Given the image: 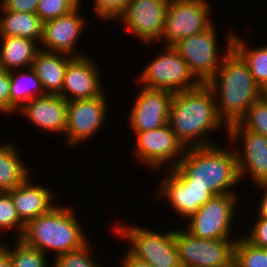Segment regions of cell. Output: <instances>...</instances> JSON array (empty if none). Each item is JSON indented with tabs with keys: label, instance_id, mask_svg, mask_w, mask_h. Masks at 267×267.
<instances>
[{
	"label": "cell",
	"instance_id": "obj_37",
	"mask_svg": "<svg viewBox=\"0 0 267 267\" xmlns=\"http://www.w3.org/2000/svg\"><path fill=\"white\" fill-rule=\"evenodd\" d=\"M127 252V253H126ZM123 258L121 257L122 262H120L121 267H153L152 265L146 263L143 260L137 259L132 256L127 250L124 251Z\"/></svg>",
	"mask_w": 267,
	"mask_h": 267
},
{
	"label": "cell",
	"instance_id": "obj_36",
	"mask_svg": "<svg viewBox=\"0 0 267 267\" xmlns=\"http://www.w3.org/2000/svg\"><path fill=\"white\" fill-rule=\"evenodd\" d=\"M39 0H0V8L12 12L36 13Z\"/></svg>",
	"mask_w": 267,
	"mask_h": 267
},
{
	"label": "cell",
	"instance_id": "obj_6",
	"mask_svg": "<svg viewBox=\"0 0 267 267\" xmlns=\"http://www.w3.org/2000/svg\"><path fill=\"white\" fill-rule=\"evenodd\" d=\"M231 31H228L223 52L218 48V33L214 23L204 32L184 38L173 46L200 83H207L216 74L221 62L232 49L235 32L233 29Z\"/></svg>",
	"mask_w": 267,
	"mask_h": 267
},
{
	"label": "cell",
	"instance_id": "obj_20",
	"mask_svg": "<svg viewBox=\"0 0 267 267\" xmlns=\"http://www.w3.org/2000/svg\"><path fill=\"white\" fill-rule=\"evenodd\" d=\"M31 175L20 185L8 191L19 219L26 225L30 220L50 211L55 205L56 191L37 185Z\"/></svg>",
	"mask_w": 267,
	"mask_h": 267
},
{
	"label": "cell",
	"instance_id": "obj_21",
	"mask_svg": "<svg viewBox=\"0 0 267 267\" xmlns=\"http://www.w3.org/2000/svg\"><path fill=\"white\" fill-rule=\"evenodd\" d=\"M74 57L64 53L39 50L32 63V69L41 81L46 94H60L68 63Z\"/></svg>",
	"mask_w": 267,
	"mask_h": 267
},
{
	"label": "cell",
	"instance_id": "obj_1",
	"mask_svg": "<svg viewBox=\"0 0 267 267\" xmlns=\"http://www.w3.org/2000/svg\"><path fill=\"white\" fill-rule=\"evenodd\" d=\"M168 124L185 148L215 145L209 135L224 126L228 134V126L217 112L214 94L207 83L174 92Z\"/></svg>",
	"mask_w": 267,
	"mask_h": 267
},
{
	"label": "cell",
	"instance_id": "obj_31",
	"mask_svg": "<svg viewBox=\"0 0 267 267\" xmlns=\"http://www.w3.org/2000/svg\"><path fill=\"white\" fill-rule=\"evenodd\" d=\"M238 123L246 130L267 137V103L261 98L257 100Z\"/></svg>",
	"mask_w": 267,
	"mask_h": 267
},
{
	"label": "cell",
	"instance_id": "obj_3",
	"mask_svg": "<svg viewBox=\"0 0 267 267\" xmlns=\"http://www.w3.org/2000/svg\"><path fill=\"white\" fill-rule=\"evenodd\" d=\"M207 84L214 94L217 112L227 126L239 122L251 105L261 98V87L255 82L247 63L233 48Z\"/></svg>",
	"mask_w": 267,
	"mask_h": 267
},
{
	"label": "cell",
	"instance_id": "obj_22",
	"mask_svg": "<svg viewBox=\"0 0 267 267\" xmlns=\"http://www.w3.org/2000/svg\"><path fill=\"white\" fill-rule=\"evenodd\" d=\"M39 44L24 37H0V67L10 72L32 67Z\"/></svg>",
	"mask_w": 267,
	"mask_h": 267
},
{
	"label": "cell",
	"instance_id": "obj_23",
	"mask_svg": "<svg viewBox=\"0 0 267 267\" xmlns=\"http://www.w3.org/2000/svg\"><path fill=\"white\" fill-rule=\"evenodd\" d=\"M12 142L0 143V192L12 190L33 174Z\"/></svg>",
	"mask_w": 267,
	"mask_h": 267
},
{
	"label": "cell",
	"instance_id": "obj_8",
	"mask_svg": "<svg viewBox=\"0 0 267 267\" xmlns=\"http://www.w3.org/2000/svg\"><path fill=\"white\" fill-rule=\"evenodd\" d=\"M152 61L136 77L138 84L149 89H166L172 92L186 91L200 82L190 72L187 62L173 46H164Z\"/></svg>",
	"mask_w": 267,
	"mask_h": 267
},
{
	"label": "cell",
	"instance_id": "obj_34",
	"mask_svg": "<svg viewBox=\"0 0 267 267\" xmlns=\"http://www.w3.org/2000/svg\"><path fill=\"white\" fill-rule=\"evenodd\" d=\"M253 218V222L244 238L254 246L267 249V219L262 217ZM246 235V236H245Z\"/></svg>",
	"mask_w": 267,
	"mask_h": 267
},
{
	"label": "cell",
	"instance_id": "obj_10",
	"mask_svg": "<svg viewBox=\"0 0 267 267\" xmlns=\"http://www.w3.org/2000/svg\"><path fill=\"white\" fill-rule=\"evenodd\" d=\"M181 267H226L234 262L237 239H202L174 228Z\"/></svg>",
	"mask_w": 267,
	"mask_h": 267
},
{
	"label": "cell",
	"instance_id": "obj_15",
	"mask_svg": "<svg viewBox=\"0 0 267 267\" xmlns=\"http://www.w3.org/2000/svg\"><path fill=\"white\" fill-rule=\"evenodd\" d=\"M140 88L127 121L132 134L154 130L167 124L174 95V92L166 89Z\"/></svg>",
	"mask_w": 267,
	"mask_h": 267
},
{
	"label": "cell",
	"instance_id": "obj_33",
	"mask_svg": "<svg viewBox=\"0 0 267 267\" xmlns=\"http://www.w3.org/2000/svg\"><path fill=\"white\" fill-rule=\"evenodd\" d=\"M93 1V14L103 21H115L124 11L129 0H91Z\"/></svg>",
	"mask_w": 267,
	"mask_h": 267
},
{
	"label": "cell",
	"instance_id": "obj_17",
	"mask_svg": "<svg viewBox=\"0 0 267 267\" xmlns=\"http://www.w3.org/2000/svg\"><path fill=\"white\" fill-rule=\"evenodd\" d=\"M88 54L74 57L67 66L62 92L59 94L67 102L75 99H92L106 90L102 87L100 70Z\"/></svg>",
	"mask_w": 267,
	"mask_h": 267
},
{
	"label": "cell",
	"instance_id": "obj_30",
	"mask_svg": "<svg viewBox=\"0 0 267 267\" xmlns=\"http://www.w3.org/2000/svg\"><path fill=\"white\" fill-rule=\"evenodd\" d=\"M89 243L88 241L77 250L57 255L51 260L52 267H102L93 257Z\"/></svg>",
	"mask_w": 267,
	"mask_h": 267
},
{
	"label": "cell",
	"instance_id": "obj_16",
	"mask_svg": "<svg viewBox=\"0 0 267 267\" xmlns=\"http://www.w3.org/2000/svg\"><path fill=\"white\" fill-rule=\"evenodd\" d=\"M80 7L82 5L66 15L43 23V35L39 44L41 50L64 53L73 57L86 55L83 51H81L82 53L76 51L77 40H79L87 24L84 15H81L82 8Z\"/></svg>",
	"mask_w": 267,
	"mask_h": 267
},
{
	"label": "cell",
	"instance_id": "obj_39",
	"mask_svg": "<svg viewBox=\"0 0 267 267\" xmlns=\"http://www.w3.org/2000/svg\"><path fill=\"white\" fill-rule=\"evenodd\" d=\"M0 267H14L10 256L0 247Z\"/></svg>",
	"mask_w": 267,
	"mask_h": 267
},
{
	"label": "cell",
	"instance_id": "obj_9",
	"mask_svg": "<svg viewBox=\"0 0 267 267\" xmlns=\"http://www.w3.org/2000/svg\"><path fill=\"white\" fill-rule=\"evenodd\" d=\"M211 8L209 0H169L158 43L174 46L184 38L204 32L214 23Z\"/></svg>",
	"mask_w": 267,
	"mask_h": 267
},
{
	"label": "cell",
	"instance_id": "obj_2",
	"mask_svg": "<svg viewBox=\"0 0 267 267\" xmlns=\"http://www.w3.org/2000/svg\"><path fill=\"white\" fill-rule=\"evenodd\" d=\"M227 145L186 148L180 163L169 171L184 186L209 187L215 196L237 193L240 176L235 147Z\"/></svg>",
	"mask_w": 267,
	"mask_h": 267
},
{
	"label": "cell",
	"instance_id": "obj_18",
	"mask_svg": "<svg viewBox=\"0 0 267 267\" xmlns=\"http://www.w3.org/2000/svg\"><path fill=\"white\" fill-rule=\"evenodd\" d=\"M68 102L58 94H46L24 104L16 114L48 134L65 136ZM20 113V114H19Z\"/></svg>",
	"mask_w": 267,
	"mask_h": 267
},
{
	"label": "cell",
	"instance_id": "obj_27",
	"mask_svg": "<svg viewBox=\"0 0 267 267\" xmlns=\"http://www.w3.org/2000/svg\"><path fill=\"white\" fill-rule=\"evenodd\" d=\"M0 242V247L10 256L14 267H49L48 255L27 245L22 239H13V245ZM15 243V244H14ZM11 248V249H10ZM14 248V249H13Z\"/></svg>",
	"mask_w": 267,
	"mask_h": 267
},
{
	"label": "cell",
	"instance_id": "obj_29",
	"mask_svg": "<svg viewBox=\"0 0 267 267\" xmlns=\"http://www.w3.org/2000/svg\"><path fill=\"white\" fill-rule=\"evenodd\" d=\"M11 230L16 232V239H21L25 224L18 217L11 195L8 192H0V238L4 236L3 232L6 234Z\"/></svg>",
	"mask_w": 267,
	"mask_h": 267
},
{
	"label": "cell",
	"instance_id": "obj_35",
	"mask_svg": "<svg viewBox=\"0 0 267 267\" xmlns=\"http://www.w3.org/2000/svg\"><path fill=\"white\" fill-rule=\"evenodd\" d=\"M10 89L9 72L0 67V113L5 115L16 113L10 107Z\"/></svg>",
	"mask_w": 267,
	"mask_h": 267
},
{
	"label": "cell",
	"instance_id": "obj_12",
	"mask_svg": "<svg viewBox=\"0 0 267 267\" xmlns=\"http://www.w3.org/2000/svg\"><path fill=\"white\" fill-rule=\"evenodd\" d=\"M104 92L101 96L92 99H75L68 101L67 122L65 136L67 146H76L93 139L100 129L108 122L109 101ZM107 121V122H106Z\"/></svg>",
	"mask_w": 267,
	"mask_h": 267
},
{
	"label": "cell",
	"instance_id": "obj_5",
	"mask_svg": "<svg viewBox=\"0 0 267 267\" xmlns=\"http://www.w3.org/2000/svg\"><path fill=\"white\" fill-rule=\"evenodd\" d=\"M111 232L128 243L126 249L132 256L153 267H181L174 239V229L160 232L136 223L115 221Z\"/></svg>",
	"mask_w": 267,
	"mask_h": 267
},
{
	"label": "cell",
	"instance_id": "obj_25",
	"mask_svg": "<svg viewBox=\"0 0 267 267\" xmlns=\"http://www.w3.org/2000/svg\"><path fill=\"white\" fill-rule=\"evenodd\" d=\"M26 70L24 71L23 69L22 71V69H20L9 72L11 87L10 107L15 112L30 100L46 95L41 81L32 67L27 68Z\"/></svg>",
	"mask_w": 267,
	"mask_h": 267
},
{
	"label": "cell",
	"instance_id": "obj_41",
	"mask_svg": "<svg viewBox=\"0 0 267 267\" xmlns=\"http://www.w3.org/2000/svg\"><path fill=\"white\" fill-rule=\"evenodd\" d=\"M226 267H236L235 263L233 262L231 265H228Z\"/></svg>",
	"mask_w": 267,
	"mask_h": 267
},
{
	"label": "cell",
	"instance_id": "obj_38",
	"mask_svg": "<svg viewBox=\"0 0 267 267\" xmlns=\"http://www.w3.org/2000/svg\"><path fill=\"white\" fill-rule=\"evenodd\" d=\"M259 190L262 189L263 194L260 197V201H258L260 204L258 205V208L256 209L258 212L254 213L257 214L256 217H262L267 219V183L266 184H260L255 186Z\"/></svg>",
	"mask_w": 267,
	"mask_h": 267
},
{
	"label": "cell",
	"instance_id": "obj_19",
	"mask_svg": "<svg viewBox=\"0 0 267 267\" xmlns=\"http://www.w3.org/2000/svg\"><path fill=\"white\" fill-rule=\"evenodd\" d=\"M161 179L156 196L169 201L177 216L185 220L215 196L209 187L184 186L169 170Z\"/></svg>",
	"mask_w": 267,
	"mask_h": 267
},
{
	"label": "cell",
	"instance_id": "obj_7",
	"mask_svg": "<svg viewBox=\"0 0 267 267\" xmlns=\"http://www.w3.org/2000/svg\"><path fill=\"white\" fill-rule=\"evenodd\" d=\"M239 197L237 193L213 196L188 219L185 229L202 239H238L232 228L235 223ZM233 229V230H232Z\"/></svg>",
	"mask_w": 267,
	"mask_h": 267
},
{
	"label": "cell",
	"instance_id": "obj_24",
	"mask_svg": "<svg viewBox=\"0 0 267 267\" xmlns=\"http://www.w3.org/2000/svg\"><path fill=\"white\" fill-rule=\"evenodd\" d=\"M43 23L36 13L12 12L0 8V37H24L40 44Z\"/></svg>",
	"mask_w": 267,
	"mask_h": 267
},
{
	"label": "cell",
	"instance_id": "obj_13",
	"mask_svg": "<svg viewBox=\"0 0 267 267\" xmlns=\"http://www.w3.org/2000/svg\"><path fill=\"white\" fill-rule=\"evenodd\" d=\"M225 137H228L227 143L232 146L237 147L238 142L242 145L240 149H234L240 181L250 177L255 186L266 184L267 137L244 129L238 122L228 126V134Z\"/></svg>",
	"mask_w": 267,
	"mask_h": 267
},
{
	"label": "cell",
	"instance_id": "obj_40",
	"mask_svg": "<svg viewBox=\"0 0 267 267\" xmlns=\"http://www.w3.org/2000/svg\"><path fill=\"white\" fill-rule=\"evenodd\" d=\"M261 99L267 103V84L261 88Z\"/></svg>",
	"mask_w": 267,
	"mask_h": 267
},
{
	"label": "cell",
	"instance_id": "obj_26",
	"mask_svg": "<svg viewBox=\"0 0 267 267\" xmlns=\"http://www.w3.org/2000/svg\"><path fill=\"white\" fill-rule=\"evenodd\" d=\"M239 34H234L232 48L247 63L255 82L262 88L267 84V44L248 47Z\"/></svg>",
	"mask_w": 267,
	"mask_h": 267
},
{
	"label": "cell",
	"instance_id": "obj_14",
	"mask_svg": "<svg viewBox=\"0 0 267 267\" xmlns=\"http://www.w3.org/2000/svg\"><path fill=\"white\" fill-rule=\"evenodd\" d=\"M169 0H129L117 20L145 46L161 38Z\"/></svg>",
	"mask_w": 267,
	"mask_h": 267
},
{
	"label": "cell",
	"instance_id": "obj_28",
	"mask_svg": "<svg viewBox=\"0 0 267 267\" xmlns=\"http://www.w3.org/2000/svg\"><path fill=\"white\" fill-rule=\"evenodd\" d=\"M234 263L236 267H267V249L252 245L242 234L235 243Z\"/></svg>",
	"mask_w": 267,
	"mask_h": 267
},
{
	"label": "cell",
	"instance_id": "obj_32",
	"mask_svg": "<svg viewBox=\"0 0 267 267\" xmlns=\"http://www.w3.org/2000/svg\"><path fill=\"white\" fill-rule=\"evenodd\" d=\"M81 3V0H39L36 14L43 22H46L66 15Z\"/></svg>",
	"mask_w": 267,
	"mask_h": 267
},
{
	"label": "cell",
	"instance_id": "obj_4",
	"mask_svg": "<svg viewBox=\"0 0 267 267\" xmlns=\"http://www.w3.org/2000/svg\"><path fill=\"white\" fill-rule=\"evenodd\" d=\"M70 207L57 203L47 213L30 220L21 239L45 255L53 253V257L79 249L89 239Z\"/></svg>",
	"mask_w": 267,
	"mask_h": 267
},
{
	"label": "cell",
	"instance_id": "obj_11",
	"mask_svg": "<svg viewBox=\"0 0 267 267\" xmlns=\"http://www.w3.org/2000/svg\"><path fill=\"white\" fill-rule=\"evenodd\" d=\"M134 135L136 142L133 154L136 160L151 170L166 167L168 164V169L176 167L186 151L168 123L154 130L136 132Z\"/></svg>",
	"mask_w": 267,
	"mask_h": 267
}]
</instances>
